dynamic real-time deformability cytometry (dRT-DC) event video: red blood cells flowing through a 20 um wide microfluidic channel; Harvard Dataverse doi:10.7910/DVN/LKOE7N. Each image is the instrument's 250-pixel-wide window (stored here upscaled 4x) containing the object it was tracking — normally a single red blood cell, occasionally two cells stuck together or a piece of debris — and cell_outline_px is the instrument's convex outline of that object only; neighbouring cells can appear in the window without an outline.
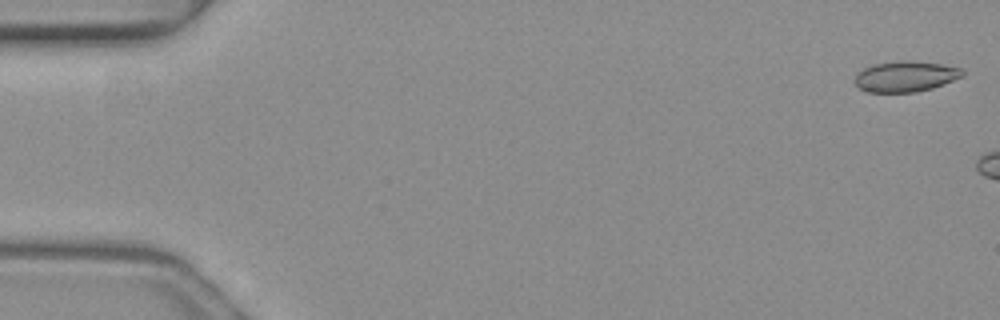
{"species": "common noctule bat (a hibernating species)", "species_latin": "Nyctalus noctula", "temperature_condition": "warm", "stored_images_in_passage": 6, "camera_frame_rate_fps": 3000, "um_per_image_px": 0.085, "animal": {"sex": "female", "body_mass_g": 19.3, "forearm_length_mm": 54.1}, "frame": {"image": 1, "passage_image": 1, "time_ms": 0.0, "image_size_px": [1000, 320], "cell_outline_px": [[964, 76], [932, 88], [916, 92], [868, 92], [860, 88], [852, 80], [864, 68], [876, 64], [900, 60], [908, 60], [940, 64], [964, 68]], "centroid_in_image_um": [77.0, 6.49], "position_along_channel_um": 8.0, "area_um2": 19.19}}